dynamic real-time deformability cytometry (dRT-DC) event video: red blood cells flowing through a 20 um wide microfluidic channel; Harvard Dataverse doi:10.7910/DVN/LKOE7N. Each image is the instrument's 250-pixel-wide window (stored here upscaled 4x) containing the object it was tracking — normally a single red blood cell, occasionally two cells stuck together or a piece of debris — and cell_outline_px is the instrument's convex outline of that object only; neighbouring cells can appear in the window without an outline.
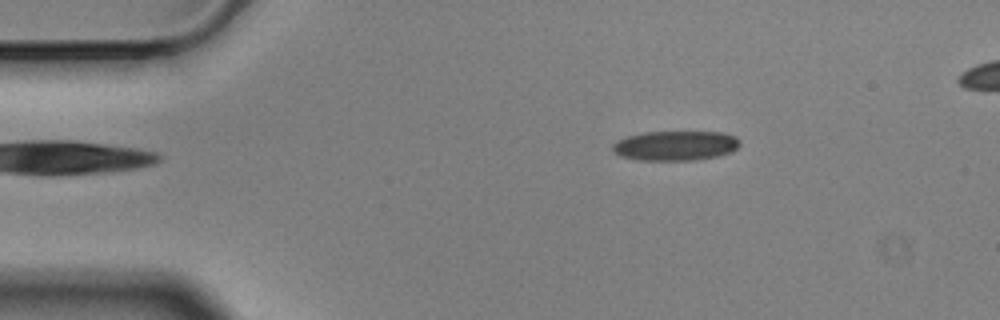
{"species": "Egyptian fruit bat (a non-hibernating species)", "species_latin": "Rousettus aegyptiacus", "temperature_condition": "cold", "stored_images_in_passage": 2, "camera_frame_rate_fps": 3000, "um_per_image_px": 0.085, "animal": {"sex": "male"}, "frame": {"image": 1, "passage_image": 1, "time_ms": 0.0, "image_size_px": [1000, 320], "cell_outline_px": [[740, 144], [732, 152], [716, 156], [696, 160], [640, 160], [620, 156], [612, 152], [612, 144], [616, 140], [628, 136], [644, 132], [724, 132], [736, 136], [740, 140]], "centroid_in_image_um": [57.4, 12.38], "position_along_channel_um": 27.6, "area_um2": 22.2}}